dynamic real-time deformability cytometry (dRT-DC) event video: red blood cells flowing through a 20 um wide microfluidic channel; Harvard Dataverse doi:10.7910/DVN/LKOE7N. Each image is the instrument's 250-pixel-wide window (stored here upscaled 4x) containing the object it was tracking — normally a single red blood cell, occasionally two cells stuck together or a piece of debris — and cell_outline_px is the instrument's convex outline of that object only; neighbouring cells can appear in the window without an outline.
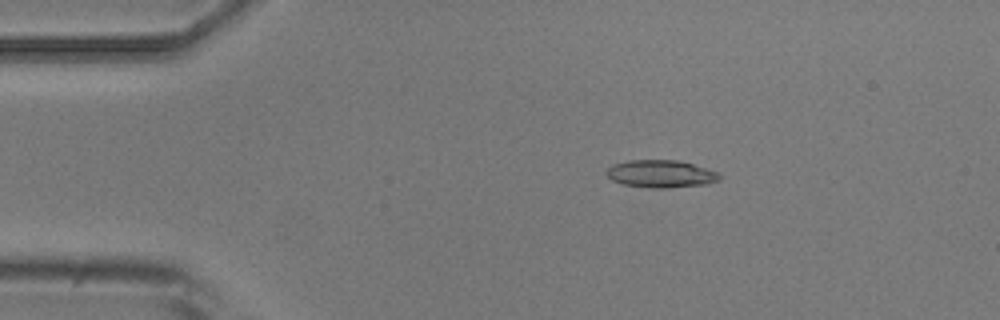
{"species": "common noctule bat (a hibernating species)", "species_latin": "Nyctalus noctula", "temperature_condition": "room temperature", "stored_images_in_passage": 6, "camera_frame_rate_fps": 3000, "um_per_image_px": 0.085, "animal": {"sex": "male", "body_mass_g": 20.5, "forearm_length_mm": 52.5}, "frame": {"image": 1, "passage_image": 3, "time_ms": 2.333, "image_size_px": [1000, 320], "cell_outline_px": [[720, 180], [708, 184], [668, 188], [652, 188], [620, 184], [612, 180], [604, 172], [612, 164], [628, 160], [676, 160], [692, 164], [720, 172]], "centroid_in_image_um": [56.16, 14.78], "position_along_channel_um": 28.8, "area_um2": 18.32}}
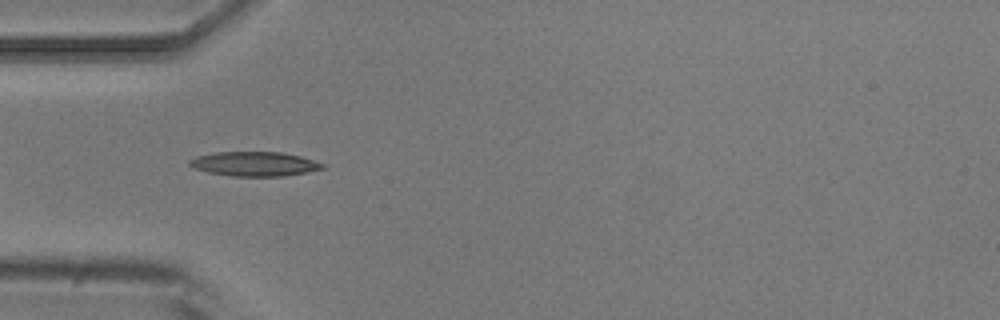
{"frame": {"image": 2, "passage_image": 5, "time_ms": 4.667, "image_size_px": [1000, 320], "cell_outline_px": [[324, 168], [308, 172], [284, 176], [232, 176], [208, 172], [192, 168], [188, 164], [188, 160], [196, 156], [216, 152], [280, 152], [300, 156], [324, 164]], "centroid_in_image_um": [21.59, 13.93], "position_along_channel_um": 63.4, "area_um2": 18.9}}
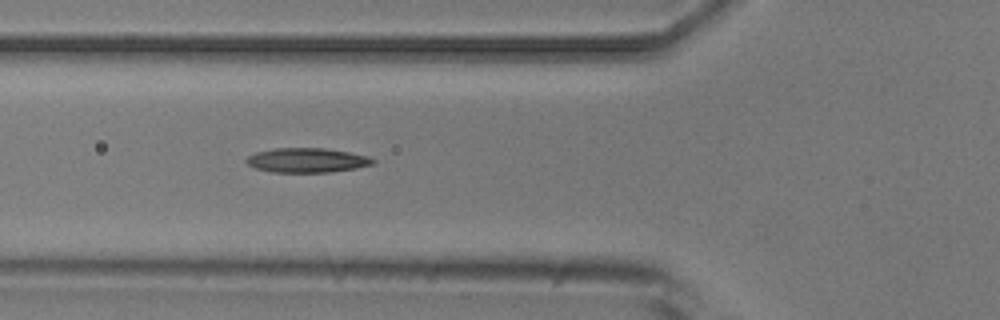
{"frame": {"image": 3, "passage_image": 6, "time_ms": 5.667, "image_size_px": [1000, 320], "cell_outline_px": [[376, 160], [372, 164], [356, 168], [328, 172], [272, 172], [256, 168], [248, 164], [244, 160], [248, 156], [256, 152], [276, 148], [324, 148], [348, 152], [368, 156]], "centroid_in_image_um": [26.08, 13.62], "position_along_channel_um": 99.7, "area_um2": 17.92}}